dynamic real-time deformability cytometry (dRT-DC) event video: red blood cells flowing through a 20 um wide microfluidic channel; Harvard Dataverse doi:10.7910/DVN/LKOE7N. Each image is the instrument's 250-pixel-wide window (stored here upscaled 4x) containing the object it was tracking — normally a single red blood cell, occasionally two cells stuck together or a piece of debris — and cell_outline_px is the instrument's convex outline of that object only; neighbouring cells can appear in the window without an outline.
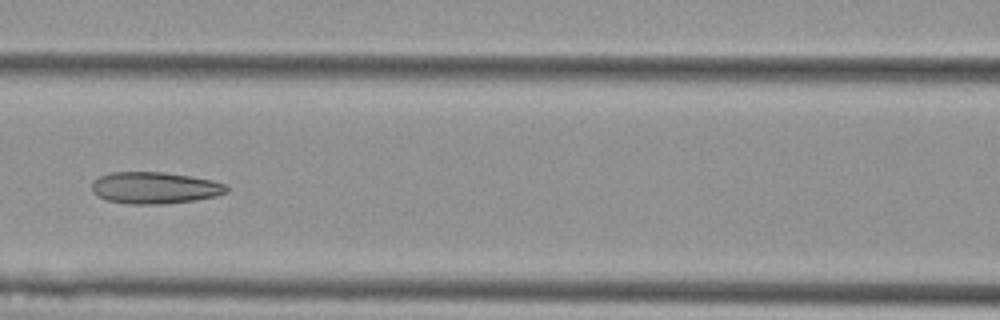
{"species": "Egyptian fruit bat (a non-hibernating species)", "species_latin": "Rousettus aegyptiacus", "temperature_condition": "cold", "stored_images_in_passage": 7, "camera_frame_rate_fps": 3000, "um_per_image_px": 0.085, "animal": {"sex": "female"}, "frame": {"image": 1, "passage_image": 7, "time_ms": 2.0, "image_size_px": [1000, 320], "cell_outline_px": [[228, 192], [216, 196], [196, 200], [160, 204], [128, 204], [108, 200], [92, 192], [92, 180], [100, 176], [112, 172], [164, 172], [212, 180], [228, 184]], "centroid_in_image_um": [13.17, 15.96], "position_along_channel_um": 153.4, "area_um2": 24.91}}